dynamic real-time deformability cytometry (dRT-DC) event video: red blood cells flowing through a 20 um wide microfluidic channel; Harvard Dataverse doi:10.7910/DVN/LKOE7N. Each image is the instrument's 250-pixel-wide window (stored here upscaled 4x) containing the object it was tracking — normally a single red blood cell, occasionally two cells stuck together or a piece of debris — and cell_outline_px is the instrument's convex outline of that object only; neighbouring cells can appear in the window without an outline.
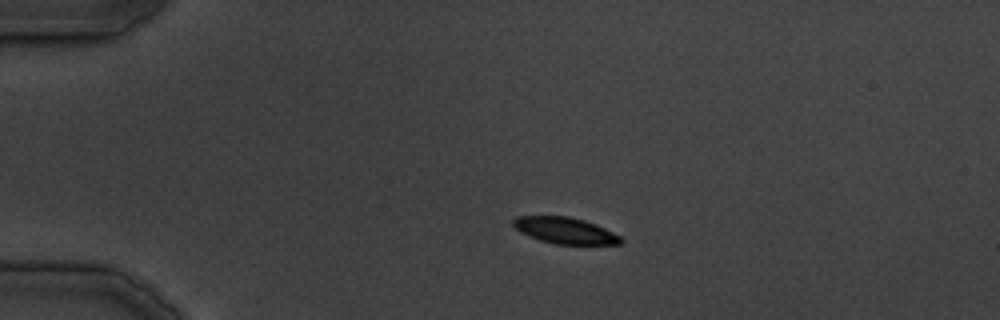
{"species": "common noctule bat (a hibernating species)", "species_latin": "Nyctalus noctula", "temperature_condition": "cold", "stored_images_in_passage": 30, "camera_frame_rate_fps": 3000, "um_per_image_px": 0.085, "animal": {"sex": "male", "body_mass_g": 19.5, "forearm_length_mm": 54.6}, "frame": {"image": 1, "passage_image": 1, "time_ms": 0.0, "image_size_px": [1000, 320], "cell_outline_px": [[624, 240], [620, 244], [556, 244], [540, 240], [528, 236], [520, 232], [512, 224], [512, 220], [516, 216], [568, 216], [584, 220], [596, 224], [620, 236]], "centroid_in_image_um": [48.01, 19.59], "position_along_channel_um": 37.0, "area_um2": 16.47}}
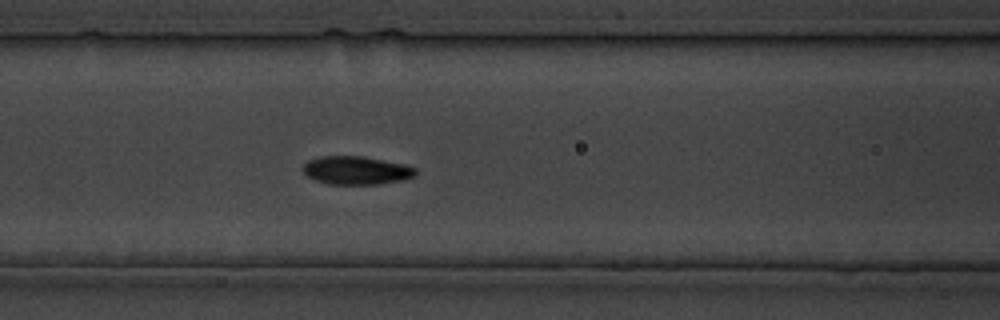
{"frame": {"image": 2, "passage_image": 9, "time_ms": 10.0, "image_size_px": [1000, 320], "cell_outline_px": [[416, 176], [404, 180], [376, 184], [332, 184], [316, 180], [308, 176], [300, 168], [308, 160], [320, 156], [360, 156], [404, 164], [416, 168]], "centroid_in_image_um": [30.28, 14.48], "position_along_channel_um": 136.3, "area_um2": 18.5}}
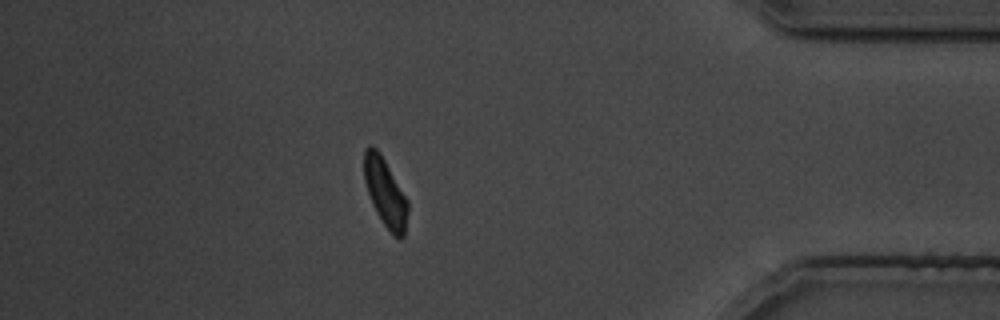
{"frame": {"image": 3, "passage_image": 25, "time_ms": 30.667, "image_size_px": [1000, 320], "cell_outline_px": [[408, 212], [404, 236], [400, 240], [392, 236], [376, 212], [372, 204], [364, 180], [364, 148], [368, 144], [372, 144], [380, 152], [408, 200]], "centroid_in_image_um": [32.75, 16.36], "position_along_channel_um": 402.5, "area_um2": 17.57}}